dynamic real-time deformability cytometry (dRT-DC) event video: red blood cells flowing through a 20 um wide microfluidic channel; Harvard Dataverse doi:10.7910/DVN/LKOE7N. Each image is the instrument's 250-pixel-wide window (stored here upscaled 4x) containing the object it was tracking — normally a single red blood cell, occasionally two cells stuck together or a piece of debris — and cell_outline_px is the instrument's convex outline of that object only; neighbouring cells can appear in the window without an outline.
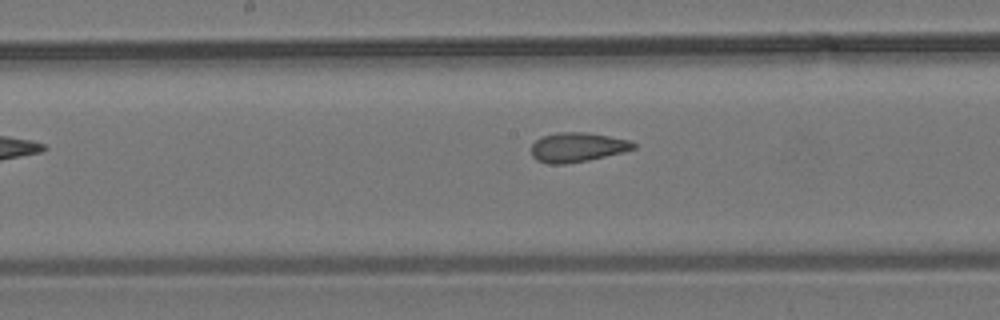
{"species": "common noctule bat (a hibernating species)", "species_latin": "Nyctalus noctula", "temperature_condition": "room temperature", "stored_images_in_passage": 8, "camera_frame_rate_fps": 3000, "um_per_image_px": 0.085, "animal": {"sex": "male", "body_mass_g": 19.2, "forearm_length_mm": 51.8}, "frame": {"image": 1, "passage_image": 6, "time_ms": 6.0, "image_size_px": [1000, 320], "cell_outline_px": [[636, 148], [588, 160], [564, 164], [548, 164], [536, 160], [532, 156], [532, 144], [540, 136], [556, 132], [588, 132], [632, 140], [636, 144]], "centroid_in_image_um": [49.05, 12.5], "position_along_channel_um": 199.1, "area_um2": 17.63}}